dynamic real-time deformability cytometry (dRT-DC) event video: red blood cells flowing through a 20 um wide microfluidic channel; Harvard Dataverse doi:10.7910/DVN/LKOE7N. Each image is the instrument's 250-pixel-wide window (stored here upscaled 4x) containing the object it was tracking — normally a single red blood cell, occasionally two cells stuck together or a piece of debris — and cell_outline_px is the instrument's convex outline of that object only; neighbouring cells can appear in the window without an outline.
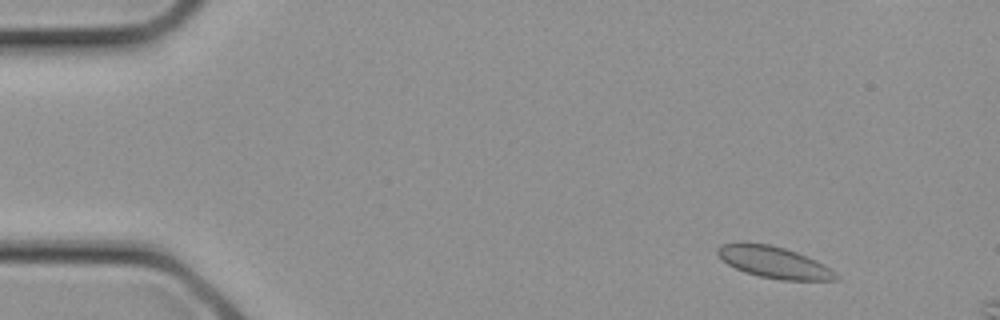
{"species": "common noctule bat (a hibernating species)", "species_latin": "Nyctalus noctula", "temperature_condition": "cold", "stored_images_in_passage": 3, "camera_frame_rate_fps": 3000, "um_per_image_px": 0.085, "animal": {"sex": "female", "body_mass_g": 21.9}, "frame": {"image": 1, "passage_image": 1, "time_ms": 0.0, "image_size_px": [1000, 320], "cell_outline_px": [[840, 280], [780, 280], [760, 276], [744, 272], [728, 264], [716, 252], [716, 248], [724, 244], [740, 240], [744, 240], [768, 244], [784, 248], [796, 252], [816, 260], [836, 272], [840, 276]], "centroid_in_image_um": [65.78, 22.27], "position_along_channel_um": 19.2, "area_um2": 22.02}}